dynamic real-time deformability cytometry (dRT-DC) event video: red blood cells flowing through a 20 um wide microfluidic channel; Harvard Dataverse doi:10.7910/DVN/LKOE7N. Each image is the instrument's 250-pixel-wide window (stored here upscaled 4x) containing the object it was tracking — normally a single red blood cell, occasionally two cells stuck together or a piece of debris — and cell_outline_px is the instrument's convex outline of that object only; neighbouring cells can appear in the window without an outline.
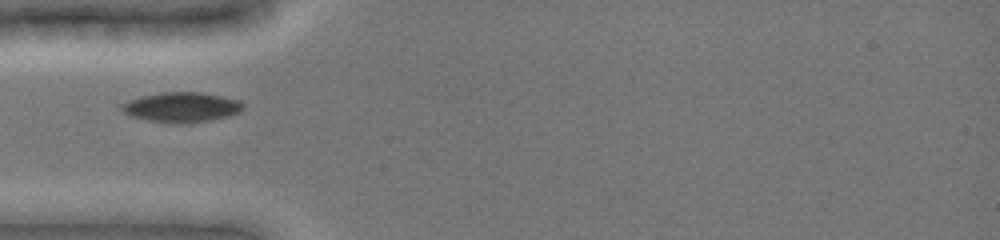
{"species": "common noctule bat (a hibernating species)", "species_latin": "Nyctalus noctula", "temperature_condition": "cold", "stored_images_in_passage": 66, "camera_frame_rate_fps": 3000, "um_per_image_px": 0.085, "animal": {"sex": "female", "body_mass_g": 19.0, "forearm_length_mm": 51.5}, "frame": {"image": 1, "passage_image": 1, "time_ms": 0.0, "image_size_px": [1000, 240], "cell_outline_px": [[244, 108], [240, 112], [228, 116], [212, 120], [184, 124], [180, 124], [148, 120], [132, 116], [124, 112], [120, 108], [120, 104], [128, 100], [140, 96], [160, 92], [204, 92], [240, 100], [244, 104]], "centroid_in_image_um": [15.45, 9.1], "position_along_channel_um": 69.5, "area_um2": 21.44}}
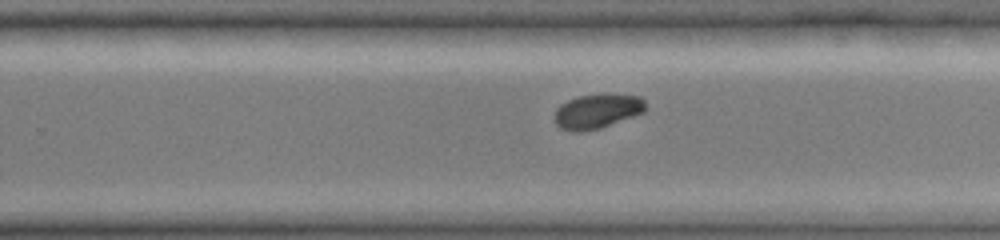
{"frame": {"image": 2, "passage_image": 30, "time_ms": 5.333, "image_size_px": [1000, 240], "cell_outline_px": [[648, 108], [644, 112], [600, 128], [580, 132], [572, 132], [560, 128], [556, 124], [556, 108], [560, 104], [568, 100], [580, 96], [640, 96], [644, 100]], "centroid_in_image_um": [50.75, 9.49], "position_along_channel_um": 279.0, "area_um2": 17.74}}
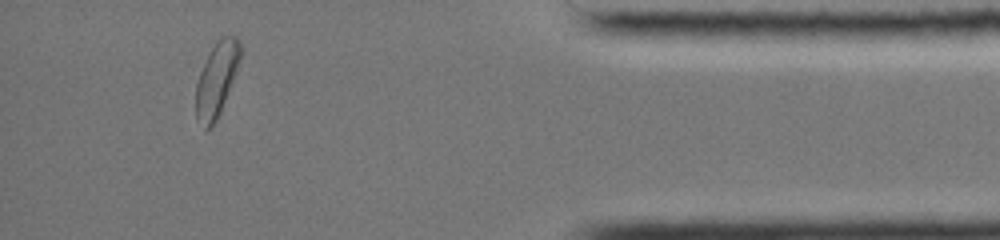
{"frame": {"image": 3, "passage_image": 58, "time_ms": 9.667, "image_size_px": [1000, 240], "cell_outline_px": [[244, 52], [220, 112], [216, 120], [208, 128], [204, 128], [196, 120], [196, 84], [200, 72], [216, 40], [224, 36], [236, 36], [240, 40], [244, 48]], "centroid_in_image_um": [18.45, 6.68], "position_along_channel_um": 416.7, "area_um2": 19.19}, "authors_computed_cell_mechanics": {"area_um2": 19.1318, "velocity_mm_per_s": 3.9403, "shape_relaxation_time_tau1_ms": 1.5522, "shape_relaxation_time_tau2_ms": null, "deformation_change_tau1": 0.084, "deformation_change_tau2": null}}